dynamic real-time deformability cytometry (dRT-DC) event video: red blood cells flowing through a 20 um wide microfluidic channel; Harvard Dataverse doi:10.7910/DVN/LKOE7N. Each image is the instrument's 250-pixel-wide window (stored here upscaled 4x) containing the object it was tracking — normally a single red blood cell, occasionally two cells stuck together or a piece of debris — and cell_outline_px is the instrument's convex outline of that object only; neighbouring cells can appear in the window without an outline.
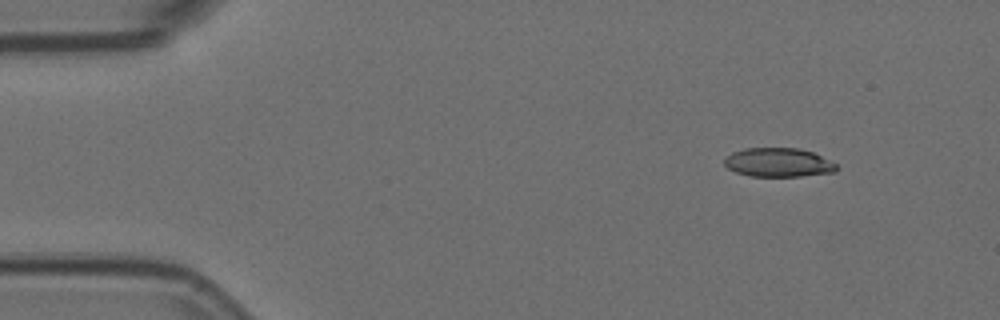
{"species": "Egyptian fruit bat (a non-hibernating species)", "species_latin": "Rousettus aegyptiacus", "temperature_condition": "room temperature", "stored_images_in_passage": 3, "camera_frame_rate_fps": 3000, "um_per_image_px": 0.085, "animal": {"sex": "female"}, "frame": {"image": 1, "passage_image": 1, "time_ms": 0.0, "image_size_px": [1000, 320], "cell_outline_px": [[840, 168], [836, 172], [800, 176], [752, 176], [736, 172], [728, 168], [724, 164], [724, 160], [732, 152], [744, 148], [800, 148], [812, 152], [836, 164]], "centroid_in_image_um": [66.17, 13.81], "position_along_channel_um": 18.8, "area_um2": 18.84}}